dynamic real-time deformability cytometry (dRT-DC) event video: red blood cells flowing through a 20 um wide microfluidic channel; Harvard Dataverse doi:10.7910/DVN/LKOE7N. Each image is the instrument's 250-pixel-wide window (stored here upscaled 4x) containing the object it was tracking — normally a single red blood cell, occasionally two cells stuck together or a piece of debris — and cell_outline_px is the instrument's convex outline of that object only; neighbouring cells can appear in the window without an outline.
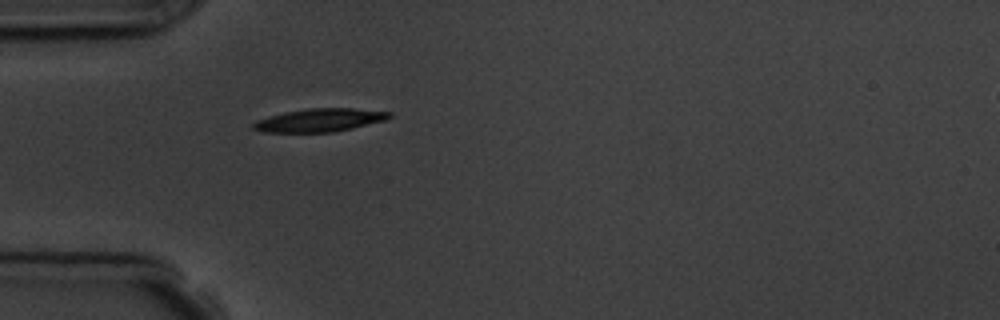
{"species": "common noctule bat (a hibernating species)", "species_latin": "Nyctalus noctula", "temperature_condition": "room temperature", "stored_images_in_passage": 1, "camera_frame_rate_fps": 3000, "um_per_image_px": 0.085, "animal": {"sex": "male", "body_mass_g": 19.5, "forearm_length_mm": 54.6}, "frame": {"image": 1, "passage_image": 1, "time_ms": 0.0, "image_size_px": [1000, 320], "cell_outline_px": [[392, 116], [384, 120], [352, 128], [332, 132], [264, 132], [252, 128], [252, 124], [256, 120], [268, 116], [284, 112], [308, 108], [352, 108], [392, 112]], "centroid_in_image_um": [27.14, 10.2], "position_along_channel_um": 57.9, "area_um2": 18.26}}